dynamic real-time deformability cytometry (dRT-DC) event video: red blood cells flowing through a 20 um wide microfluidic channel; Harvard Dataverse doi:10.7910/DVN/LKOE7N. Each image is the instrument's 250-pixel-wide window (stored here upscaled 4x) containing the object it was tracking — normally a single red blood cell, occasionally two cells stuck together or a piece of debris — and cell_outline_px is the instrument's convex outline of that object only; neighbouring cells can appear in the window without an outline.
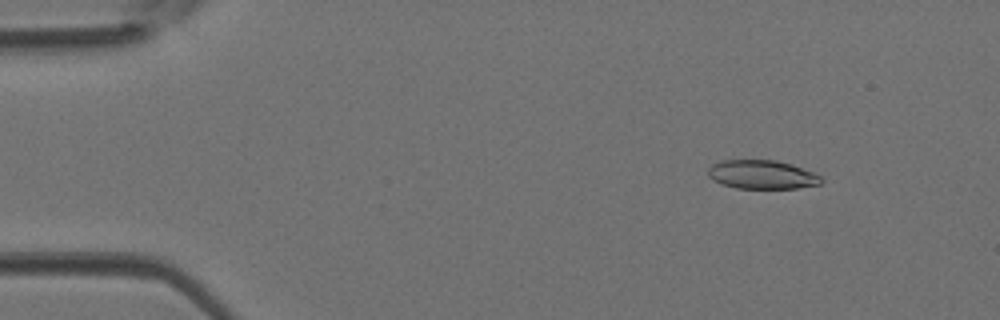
{"species": "Egyptian fruit bat (a non-hibernating species)", "species_latin": "Rousettus aegyptiacus", "temperature_condition": "room temperature", "stored_images_in_passage": 41, "camera_frame_rate_fps": 3000, "um_per_image_px": 0.085, "animal": {"sex": "female"}, "frame": {"image": 1, "passage_image": 3, "time_ms": 0.667, "image_size_px": [1000, 320], "cell_outline_px": [[824, 180], [820, 184], [796, 188], [736, 188], [720, 184], [712, 180], [708, 176], [708, 168], [712, 164], [720, 160], [776, 160], [792, 164], [812, 172], [820, 176]], "centroid_in_image_um": [64.73, 14.83], "position_along_channel_um": 20.3, "area_um2": 19.07}}
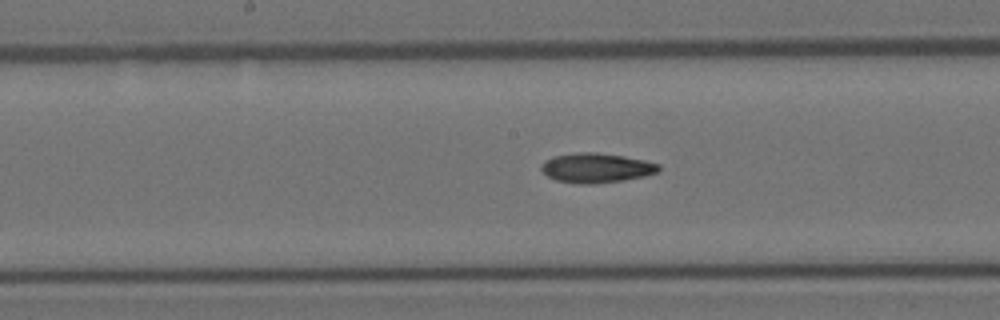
{"frame": {"image": 2, "passage_image": 20, "time_ms": 6.333, "image_size_px": [1000, 320], "cell_outline_px": [[660, 172], [644, 176], [624, 180], [592, 184], [580, 184], [556, 180], [548, 176], [540, 168], [544, 160], [552, 156], [576, 152], [596, 152], [624, 156], [644, 160], [660, 164]], "centroid_in_image_um": [50.69, 14.26], "position_along_channel_um": 197.5, "area_um2": 20.4}}
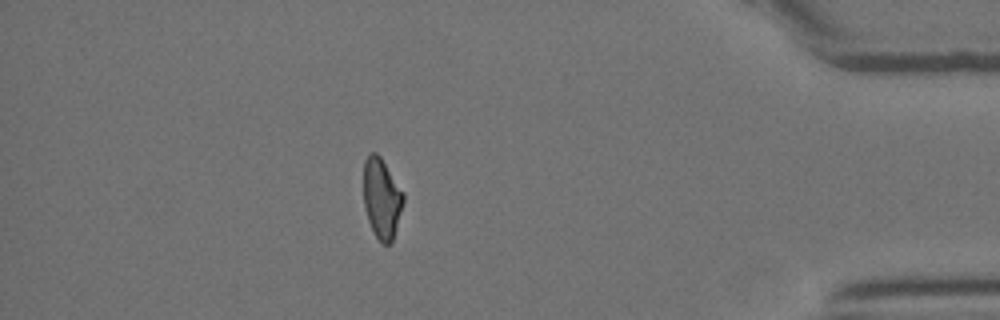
{"frame": {"image": 3, "passage_image": 36, "time_ms": 11.667, "image_size_px": [1000, 320], "cell_outline_px": [[404, 200], [396, 228], [392, 240], [388, 244], [384, 244], [376, 236], [368, 220], [364, 204], [364, 160], [368, 152], [376, 152], [380, 156], [404, 192]], "centroid_in_image_um": [32.44, 16.8], "position_along_channel_um": 402.8, "area_um2": 18.44}}